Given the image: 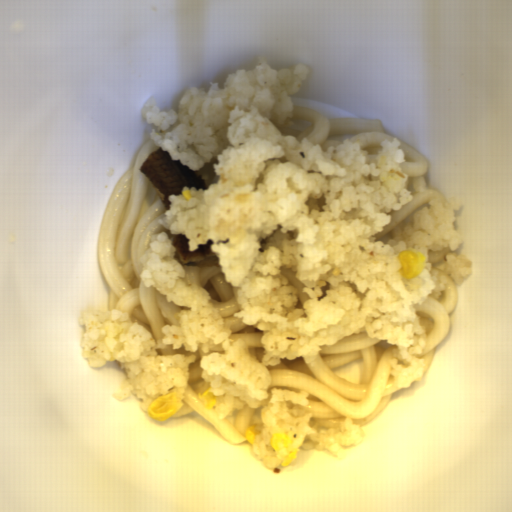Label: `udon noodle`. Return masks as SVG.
Wrapping results in <instances>:
<instances>
[{"instance_id": "obj_2", "label": "udon noodle", "mask_w": 512, "mask_h": 512, "mask_svg": "<svg viewBox=\"0 0 512 512\" xmlns=\"http://www.w3.org/2000/svg\"><path fill=\"white\" fill-rule=\"evenodd\" d=\"M158 147L150 137L113 189L100 222L97 249L100 273L108 287V308L123 310L155 341L165 338L162 326L181 327L178 315L189 311V307L168 302L165 294L154 285L147 287L140 277L141 256L150 248L152 234L173 235L157 222L168 211L163 192L140 169Z\"/></svg>"}, {"instance_id": "obj_4", "label": "udon noodle", "mask_w": 512, "mask_h": 512, "mask_svg": "<svg viewBox=\"0 0 512 512\" xmlns=\"http://www.w3.org/2000/svg\"><path fill=\"white\" fill-rule=\"evenodd\" d=\"M293 114L285 124L278 125L282 134L295 136L299 143L302 138L308 137L315 146L321 145L325 152L328 147L350 140L359 133L385 132V124L380 120L352 117L330 119L311 107L299 105L294 106Z\"/></svg>"}, {"instance_id": "obj_5", "label": "udon noodle", "mask_w": 512, "mask_h": 512, "mask_svg": "<svg viewBox=\"0 0 512 512\" xmlns=\"http://www.w3.org/2000/svg\"><path fill=\"white\" fill-rule=\"evenodd\" d=\"M458 302L455 282L449 277L445 291H441L439 298L431 296L420 305L414 304L412 307L415 308L416 315L420 316V325H424L425 328V349L422 355H416L418 358H423L425 364L423 373L428 371L434 359L435 350L451 328V314L457 309Z\"/></svg>"}, {"instance_id": "obj_7", "label": "udon noodle", "mask_w": 512, "mask_h": 512, "mask_svg": "<svg viewBox=\"0 0 512 512\" xmlns=\"http://www.w3.org/2000/svg\"><path fill=\"white\" fill-rule=\"evenodd\" d=\"M218 160L213 158L210 162L206 163L200 170H195L204 181L207 189L210 184H217L219 176L214 172L213 164H217Z\"/></svg>"}, {"instance_id": "obj_3", "label": "udon noodle", "mask_w": 512, "mask_h": 512, "mask_svg": "<svg viewBox=\"0 0 512 512\" xmlns=\"http://www.w3.org/2000/svg\"><path fill=\"white\" fill-rule=\"evenodd\" d=\"M182 266L188 287L196 286L207 290L215 307L222 312L232 330V342L243 339L249 354L259 362L263 360V332L233 316L241 308L236 298L237 290L226 281L217 258L187 262Z\"/></svg>"}, {"instance_id": "obj_1", "label": "udon noodle", "mask_w": 512, "mask_h": 512, "mask_svg": "<svg viewBox=\"0 0 512 512\" xmlns=\"http://www.w3.org/2000/svg\"><path fill=\"white\" fill-rule=\"evenodd\" d=\"M396 346L368 338L363 330L330 347L320 346L321 352L309 363H304L301 356L282 358L281 364L265 365L270 372L266 400L258 403V408H234L226 417H213L216 405L209 409L201 400L200 393L209 391L210 383L201 376L200 362L207 354L198 350L195 363L188 367L185 388L172 391L179 396L181 404L180 411L173 416L196 413L224 441L240 445L247 441L244 437L247 427L252 426L257 435L265 428L263 409L272 397V389L281 388L298 395L302 391L308 393L309 423L320 433L336 429L345 418L364 428L385 409L392 393L402 389L395 387L394 376L390 374L392 349Z\"/></svg>"}, {"instance_id": "obj_6", "label": "udon noodle", "mask_w": 512, "mask_h": 512, "mask_svg": "<svg viewBox=\"0 0 512 512\" xmlns=\"http://www.w3.org/2000/svg\"><path fill=\"white\" fill-rule=\"evenodd\" d=\"M399 148L404 151L405 159V162L399 164V166L402 172L409 176L406 185L413 195V200L402 206L400 211L388 212L387 215H391L390 223L383 228V231L373 236L376 237V241H383L384 244L387 243L388 239H392V229L395 225L405 221L418 209L431 206L430 201L434 198L442 199V196L438 192L431 190L427 183V157L406 144L401 143Z\"/></svg>"}]
</instances>
